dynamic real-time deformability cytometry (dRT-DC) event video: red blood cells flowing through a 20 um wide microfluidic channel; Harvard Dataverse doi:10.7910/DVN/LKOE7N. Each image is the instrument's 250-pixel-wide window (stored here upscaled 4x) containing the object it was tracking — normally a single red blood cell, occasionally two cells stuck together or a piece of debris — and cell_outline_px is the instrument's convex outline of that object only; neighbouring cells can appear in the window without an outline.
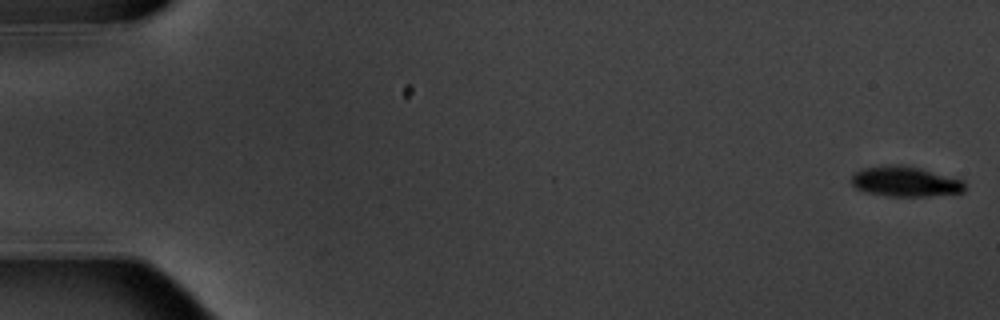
{"species": "common noctule bat (a hibernating species)", "species_latin": "Nyctalus noctula", "temperature_condition": "warm", "stored_images_in_passage": 4, "camera_frame_rate_fps": 3000, "um_per_image_px": 0.085, "animal": {"sex": "male", "body_mass_g": 20.1, "forearm_length_mm": 53.5}, "frame": {"image": 1, "passage_image": 1, "time_ms": 0.0, "image_size_px": [1000, 320], "cell_outline_px": [[964, 192], [928, 196], [884, 196], [864, 192], [856, 188], [852, 184], [852, 176], [856, 172], [864, 168], [888, 164], [892, 164], [920, 168], [964, 180]], "centroid_in_image_um": [76.93, 15.44], "position_along_channel_um": 8.1, "area_um2": 19.88}}